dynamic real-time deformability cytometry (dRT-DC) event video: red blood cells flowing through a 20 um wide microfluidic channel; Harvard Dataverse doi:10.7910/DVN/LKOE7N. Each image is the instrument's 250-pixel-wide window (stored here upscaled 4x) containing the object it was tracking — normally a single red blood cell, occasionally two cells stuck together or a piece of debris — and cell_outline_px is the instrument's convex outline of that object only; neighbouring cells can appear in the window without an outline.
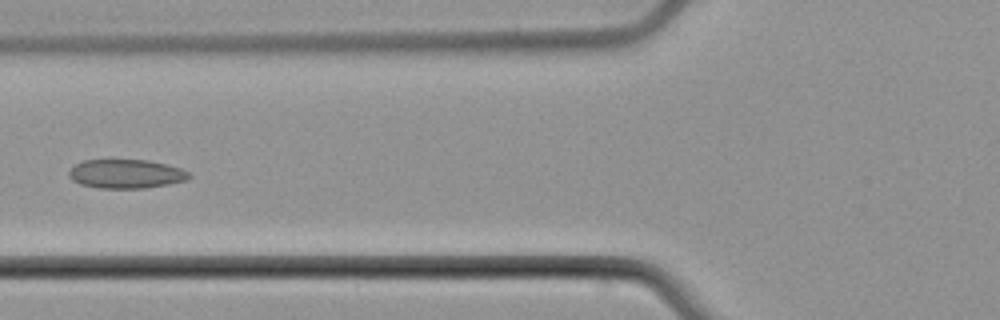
{"species": "common noctule bat (a hibernating species)", "species_latin": "Nyctalus noctula", "temperature_condition": "cold", "stored_images_in_passage": 6, "camera_frame_rate_fps": 3000, "um_per_image_px": 0.085, "animal": {"sex": "male", "body_mass_g": 21.5, "forearm_length_mm": 52.0}, "frame": {"image": 1, "passage_image": 6, "time_ms": 6.0, "image_size_px": [1000, 320], "cell_outline_px": [[192, 176], [188, 180], [168, 184], [144, 188], [100, 188], [80, 184], [72, 180], [68, 176], [68, 172], [76, 164], [84, 160], [148, 160], [180, 168], [188, 172]], "centroid_in_image_um": [10.71, 14.78], "position_along_channel_um": 115.1, "area_um2": 20.17}}